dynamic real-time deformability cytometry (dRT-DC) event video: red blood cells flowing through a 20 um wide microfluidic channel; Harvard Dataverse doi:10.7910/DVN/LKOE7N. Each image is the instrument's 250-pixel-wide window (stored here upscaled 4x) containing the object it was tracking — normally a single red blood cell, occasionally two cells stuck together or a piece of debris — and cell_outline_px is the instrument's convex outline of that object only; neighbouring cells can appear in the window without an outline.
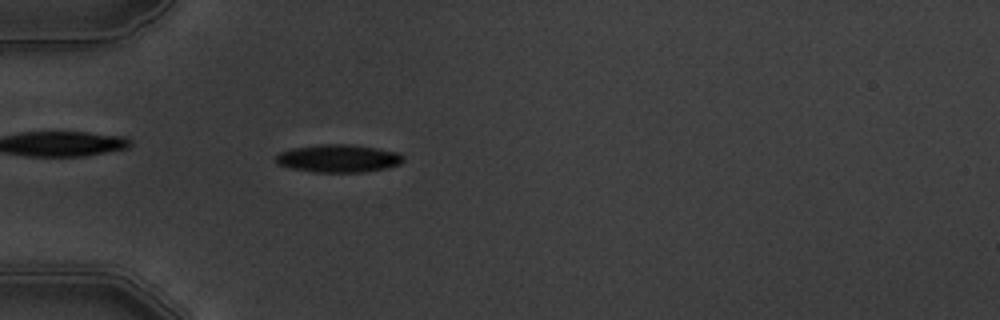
{"species": "common noctule bat (a hibernating species)", "species_latin": "Nyctalus noctula", "temperature_condition": "warm", "stored_images_in_passage": 6, "camera_frame_rate_fps": 3000, "um_per_image_px": 0.085, "animal": {"sex": "male", "body_mass_g": 19.5, "forearm_length_mm": 54.6}, "frame": {"image": 1, "passage_image": 6, "time_ms": 5.667, "image_size_px": [1000, 320], "cell_outline_px": [[404, 160], [400, 164], [388, 168], [364, 172], [316, 172], [288, 168], [276, 164], [276, 156], [280, 152], [292, 148], [320, 144], [352, 144], [400, 152], [404, 156]], "centroid_in_image_um": [28.78, 13.46], "position_along_channel_um": 56.2, "area_um2": 20.92}}